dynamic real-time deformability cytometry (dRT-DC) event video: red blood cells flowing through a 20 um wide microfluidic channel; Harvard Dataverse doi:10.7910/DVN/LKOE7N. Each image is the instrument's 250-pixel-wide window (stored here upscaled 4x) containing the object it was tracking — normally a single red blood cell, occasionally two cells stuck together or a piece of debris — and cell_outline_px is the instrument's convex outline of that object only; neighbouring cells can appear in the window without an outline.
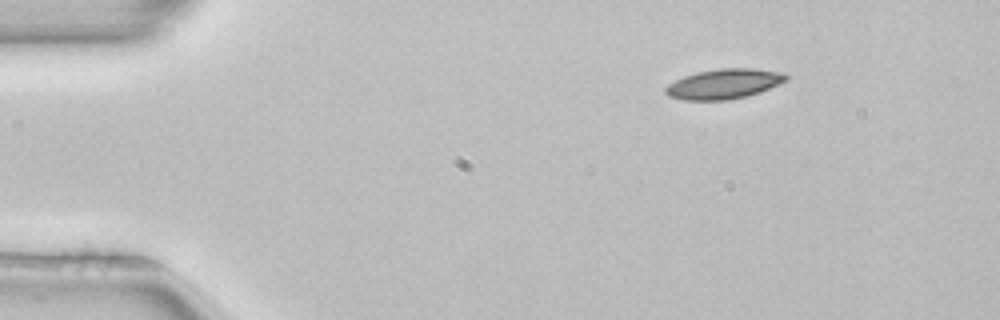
{"species": "common noctule bat (a hibernating species)", "species_latin": "Nyctalus noctula", "temperature_condition": "room temperature", "stored_images_in_passage": 3, "camera_frame_rate_fps": 3000, "um_per_image_px": 0.085, "animal": {"sex": "female", "body_mass_g": 22.7, "forearm_length_mm": 54.2}, "frame": {"image": 1, "passage_image": 1, "time_ms": 0.0, "image_size_px": [1000, 320], "cell_outline_px": [[788, 80], [760, 92], [748, 96], [728, 100], [684, 100], [668, 96], [664, 92], [664, 88], [668, 84], [684, 76], [696, 72], [720, 68], [752, 68], [784, 72], [788, 76]], "centroid_in_image_um": [61.54, 7.13], "position_along_channel_um": 23.5, "area_um2": 21.21}}
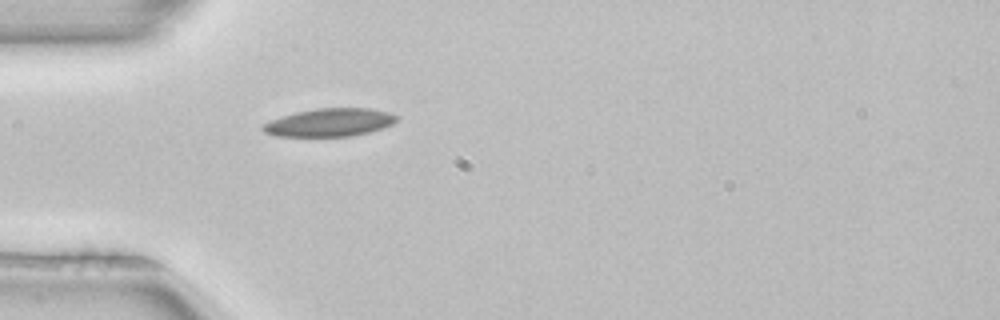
{"frame": {"image": 2, "passage_image": 3, "time_ms": 0.667, "image_size_px": [1000, 320], "cell_outline_px": [[396, 120], [392, 124], [368, 132], [352, 136], [276, 136], [264, 132], [260, 128], [264, 124], [272, 120], [296, 112], [316, 108], [368, 108], [388, 112], [396, 116]], "centroid_in_image_um": [27.99, 10.41], "position_along_channel_um": 57.0, "area_um2": 21.5}}